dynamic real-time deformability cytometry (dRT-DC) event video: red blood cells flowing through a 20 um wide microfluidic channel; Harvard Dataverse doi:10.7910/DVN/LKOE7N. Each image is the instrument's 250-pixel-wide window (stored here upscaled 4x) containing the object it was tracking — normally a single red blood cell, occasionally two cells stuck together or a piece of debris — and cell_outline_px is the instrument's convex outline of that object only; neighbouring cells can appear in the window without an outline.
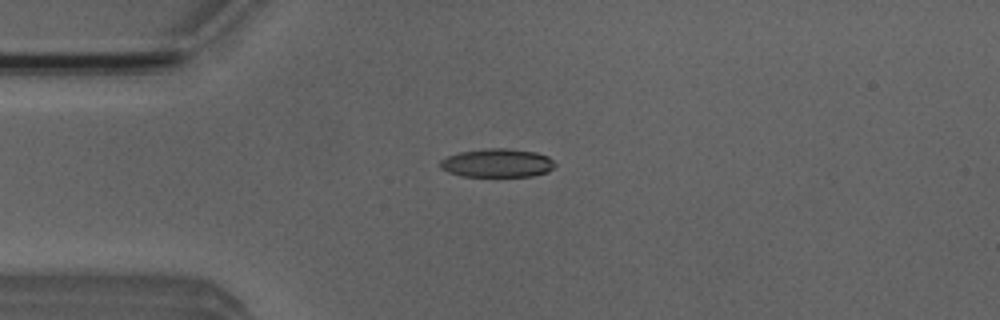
{"species": "Egyptian fruit bat (a non-hibernating species)", "species_latin": "Rousettus aegyptiacus", "temperature_condition": "room temperature", "stored_images_in_passage": 42, "camera_frame_rate_fps": 3000, "um_per_image_px": 0.085, "animal": {"sex": "male"}, "frame": {"image": 1, "passage_image": 2, "time_ms": 0.333, "image_size_px": [1000, 320], "cell_outline_px": [[556, 164], [548, 172], [532, 176], [460, 176], [448, 172], [440, 168], [440, 160], [448, 156], [460, 152], [488, 148], [504, 148], [536, 152], [548, 156]], "centroid_in_image_um": [42.26, 13.86], "position_along_channel_um": 42.7, "area_um2": 19.07}}
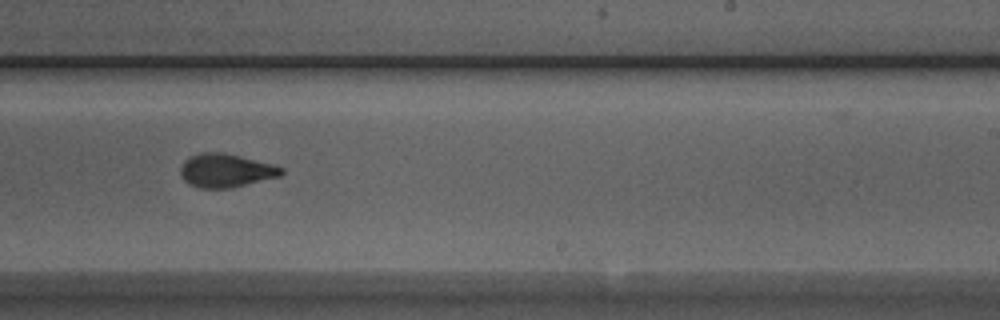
{"frame": {"image": 2, "passage_image": 21, "time_ms": 6.667, "image_size_px": [1000, 320], "cell_outline_px": [[284, 172], [280, 176], [232, 188], [200, 188], [188, 184], [184, 180], [180, 172], [180, 168], [184, 160], [188, 156], [204, 152], [220, 152], [240, 156], [272, 164], [284, 168]], "centroid_in_image_um": [19.18, 14.5], "position_along_channel_um": 269.8, "area_um2": 19.77}}
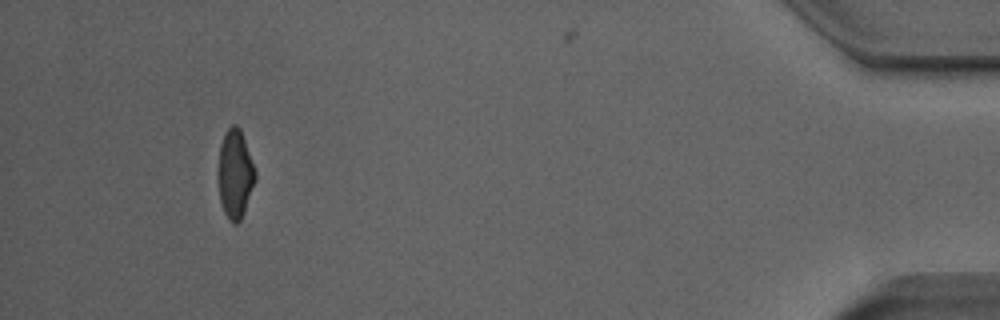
{"frame": {"image": 3, "passage_image": 38, "time_ms": 12.333, "image_size_px": [1000, 320], "cell_outline_px": [[256, 180], [244, 212], [240, 220], [236, 224], [232, 224], [228, 220], [224, 212], [220, 200], [220, 144], [224, 132], [232, 124], [236, 124], [240, 128], [256, 172]], "centroid_in_image_um": [20.01, 14.8], "position_along_channel_um": 415.2, "area_um2": 18.79}, "authors_computed_cell_mechanics": {"area_um2": 19.7965, "velocity_mm_per_s": 3.8815, "shape_relaxation_time_tau1_ms": 7.4971, "shape_relaxation_time_tau2_ms": 1.6324, "deformation_change_tau1": 0.1957, "deformation_change_tau2": 0.086}}